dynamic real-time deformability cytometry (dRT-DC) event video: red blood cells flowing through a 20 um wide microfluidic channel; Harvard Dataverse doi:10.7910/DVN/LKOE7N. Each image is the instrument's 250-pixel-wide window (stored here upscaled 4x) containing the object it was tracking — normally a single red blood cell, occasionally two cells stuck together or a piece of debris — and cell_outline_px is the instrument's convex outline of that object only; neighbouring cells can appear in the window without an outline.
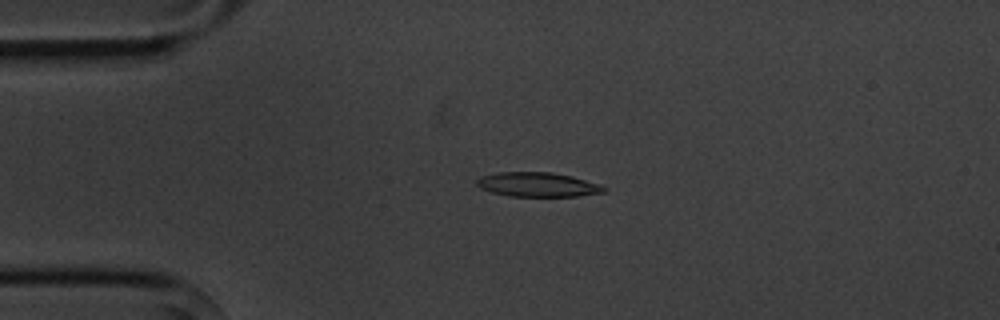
{"species": "common noctule bat (a hibernating species)", "species_latin": "Nyctalus noctula", "temperature_condition": "cold", "stored_images_in_passage": 3, "camera_frame_rate_fps": 3000, "um_per_image_px": 0.085, "animal": {"sex": "male", "body_mass_g": 20.1, "forearm_length_mm": 53.5}, "frame": {"image": 1, "passage_image": 2, "time_ms": 1.333, "image_size_px": [1000, 320], "cell_outline_px": [[608, 188], [604, 192], [580, 196], [512, 196], [492, 192], [480, 188], [476, 184], [476, 180], [480, 176], [500, 172], [552, 172], [572, 176], [600, 184]], "centroid_in_image_um": [45.72, 15.68], "position_along_channel_um": 39.3, "area_um2": 18.09}}